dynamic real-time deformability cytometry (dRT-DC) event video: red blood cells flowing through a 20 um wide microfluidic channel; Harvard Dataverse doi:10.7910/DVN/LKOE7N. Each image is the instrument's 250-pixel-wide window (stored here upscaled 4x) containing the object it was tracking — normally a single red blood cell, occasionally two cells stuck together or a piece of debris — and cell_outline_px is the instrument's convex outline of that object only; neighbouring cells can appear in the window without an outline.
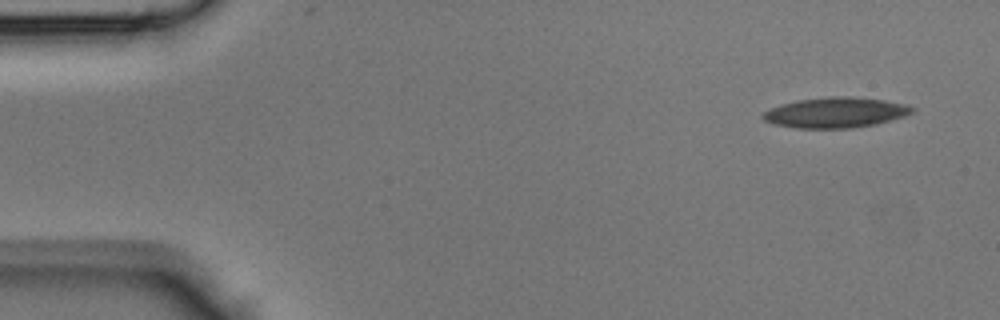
{"species": "Egyptian fruit bat (a non-hibernating species)", "species_latin": "Rousettus aegyptiacus", "temperature_condition": "room temperature", "stored_images_in_passage": 41, "camera_frame_rate_fps": 3000, "um_per_image_px": 0.085, "animal": {"sex": "male"}, "frame": {"image": 1, "passage_image": 1, "time_ms": 0.0, "image_size_px": [1000, 320], "cell_outline_px": [[916, 112], [904, 116], [876, 124], [852, 128], [796, 128], [776, 124], [764, 120], [760, 116], [764, 112], [780, 104], [796, 100], [828, 96], [852, 96], [884, 100], [908, 104], [916, 108]], "centroid_in_image_um": [71.07, 9.55], "position_along_channel_um": 13.9, "area_um2": 26.65}}
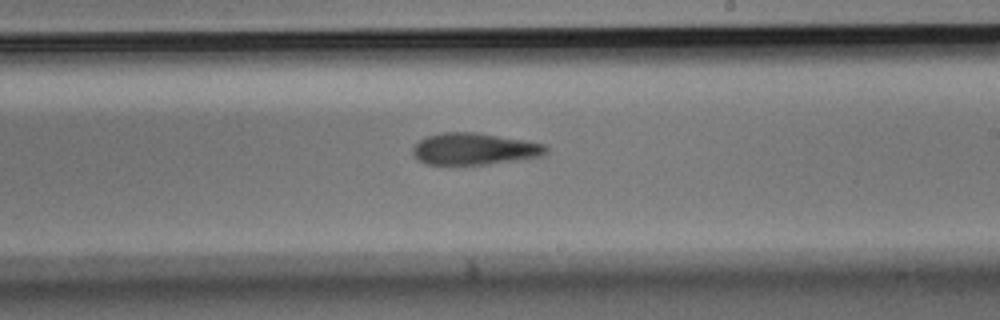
{"frame": {"image": 2, "passage_image": 23, "time_ms": 7.333, "image_size_px": [1000, 320], "cell_outline_px": [[548, 152], [544, 156], [516, 160], [484, 164], [428, 164], [420, 160], [412, 152], [412, 148], [420, 140], [428, 136], [444, 132], [472, 132], [524, 140], [544, 144], [548, 148]], "centroid_in_image_um": [40.35, 12.66], "position_along_channel_um": 248.6, "area_um2": 24.28}}
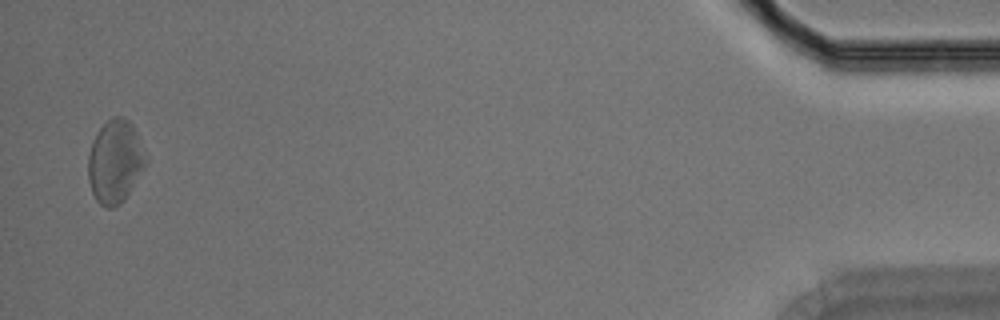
{"frame": {"image": 3, "passage_image": 40, "time_ms": 13.0, "image_size_px": [1000, 320], "cell_outline_px": [[148, 160], [124, 200], [120, 204], [112, 208], [108, 208], [100, 204], [96, 200], [92, 192], [88, 180], [88, 156], [92, 140], [100, 128], [112, 116], [124, 116], [132, 124], [136, 132]], "centroid_in_image_um": [9.76, 13.72], "position_along_channel_um": 425.4, "area_um2": 27.8}}